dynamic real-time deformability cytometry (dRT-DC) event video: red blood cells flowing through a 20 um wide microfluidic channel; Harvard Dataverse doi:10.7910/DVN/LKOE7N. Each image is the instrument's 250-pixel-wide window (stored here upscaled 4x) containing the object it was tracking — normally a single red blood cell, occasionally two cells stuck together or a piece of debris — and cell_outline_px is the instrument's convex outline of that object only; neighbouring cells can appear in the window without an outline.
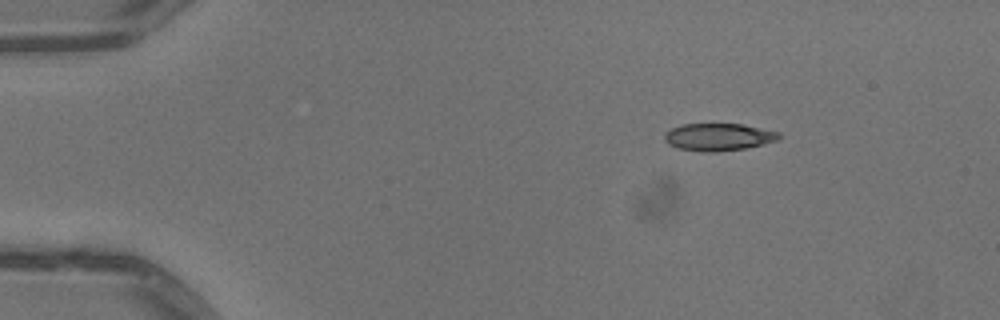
{"species": "common noctule bat (a hibernating species)", "species_latin": "Nyctalus noctula", "temperature_condition": "warm", "stored_images_in_passage": 44, "camera_frame_rate_fps": 3000, "um_per_image_px": 0.085, "animal": {"sex": "male", "body_mass_g": 13.3}, "frame": {"image": 1, "passage_image": 1, "time_ms": 0.0, "image_size_px": [1000, 320], "cell_outline_px": [[784, 136], [776, 140], [764, 144], [744, 148], [716, 152], [704, 152], [676, 148], [668, 144], [664, 140], [664, 132], [672, 128], [684, 124], [740, 124], [780, 132]], "centroid_in_image_um": [61.05, 11.65], "position_along_channel_um": 23.9, "area_um2": 18.32}}
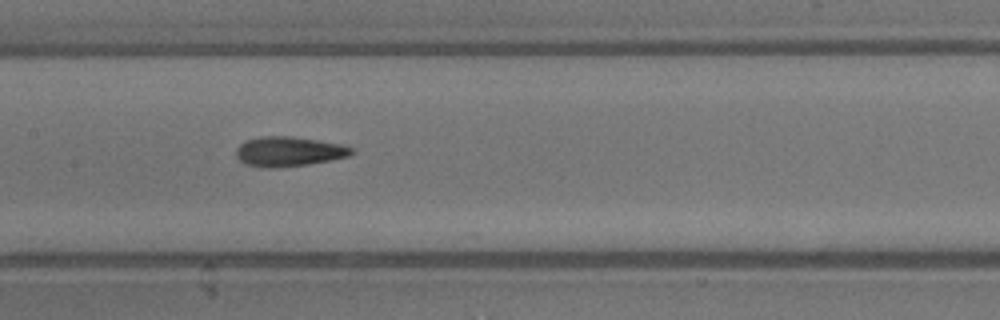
{"frame": {"image": 2, "passage_image": 19, "time_ms": 6.0, "image_size_px": [1000, 320], "cell_outline_px": [[352, 152], [348, 156], [308, 164], [272, 168], [268, 168], [244, 164], [236, 156], [236, 148], [240, 144], [248, 140], [264, 136], [292, 136], [340, 144], [352, 148]], "centroid_in_image_um": [24.5, 12.88], "position_along_channel_um": 182.9, "area_um2": 19.65}}
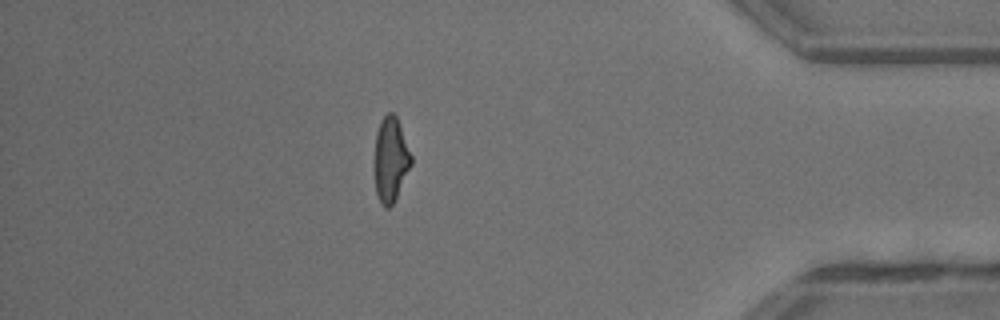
{"frame": {"image": 3, "passage_image": 38, "time_ms": 12.333, "image_size_px": [1000, 320], "cell_outline_px": [[412, 164], [392, 204], [388, 208], [384, 208], [380, 204], [376, 192], [376, 132], [380, 120], [388, 112], [392, 112], [396, 116], [412, 156]], "centroid_in_image_um": [33.22, 13.55], "position_along_channel_um": 402.0, "area_um2": 17.63}, "authors_computed_cell_mechanics": {"area_um2": 19.1029, "velocity_mm_per_s": 4.0821, "shape_relaxation_time_tau1_ms": 4.7163, "shape_relaxation_time_tau2_ms": 2.2689, "deformation_change_tau1": 0.1799, "deformation_change_tau2": 0.105}}